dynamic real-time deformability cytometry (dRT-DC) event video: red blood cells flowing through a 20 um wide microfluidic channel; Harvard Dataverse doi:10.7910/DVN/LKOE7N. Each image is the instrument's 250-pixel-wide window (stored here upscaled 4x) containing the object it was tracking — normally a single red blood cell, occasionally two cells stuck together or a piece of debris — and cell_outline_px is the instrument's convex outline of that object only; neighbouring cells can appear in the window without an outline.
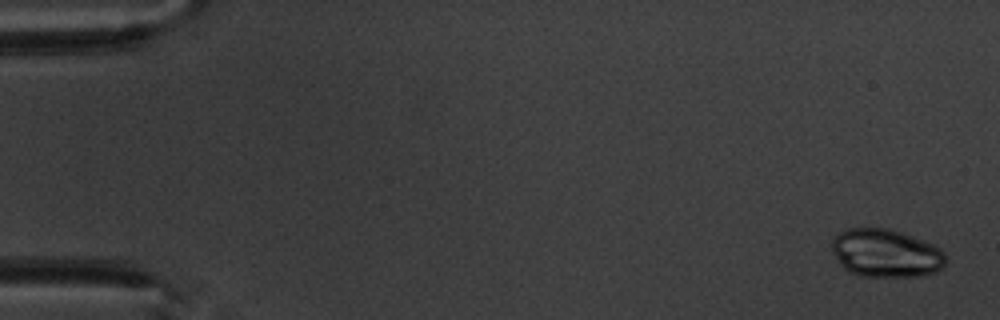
{"species": "common noctule bat (a hibernating species)", "species_latin": "Nyctalus noctula", "temperature_condition": "warm", "stored_images_in_passage": 5, "camera_frame_rate_fps": 3000, "um_per_image_px": 0.085, "animal": {"sex": "male", "body_mass_g": 20.1, "forearm_length_mm": 53.5}, "frame": {"image": 1, "passage_image": 1, "time_ms": 0.0, "image_size_px": [1000, 320], "cell_outline_px": [[944, 264], [936, 272], [920, 276], [860, 276], [848, 272], [844, 268], [836, 256], [832, 248], [832, 240], [840, 232], [848, 228], [888, 228], [904, 232], [924, 240], [940, 248], [944, 252]], "centroid_in_image_um": [75.3, 21.51], "position_along_channel_um": 9.7, "area_um2": 31.85}}